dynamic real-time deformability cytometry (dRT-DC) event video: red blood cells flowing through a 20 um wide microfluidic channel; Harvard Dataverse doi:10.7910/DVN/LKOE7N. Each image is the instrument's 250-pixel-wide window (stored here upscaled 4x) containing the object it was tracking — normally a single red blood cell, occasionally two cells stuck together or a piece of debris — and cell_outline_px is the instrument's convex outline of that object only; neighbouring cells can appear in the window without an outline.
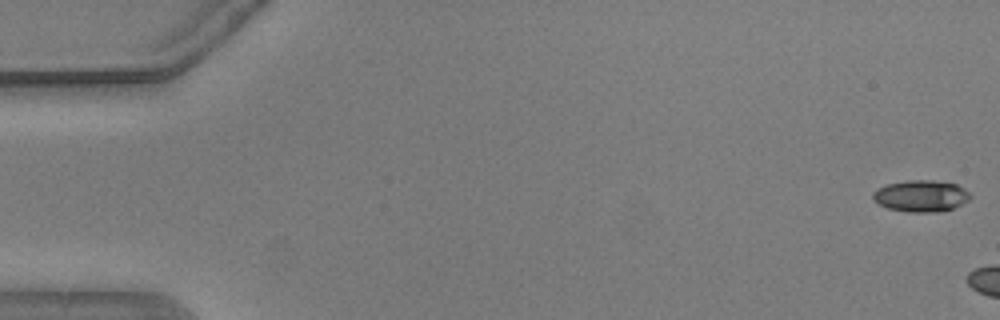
{"species": "common noctule bat (a hibernating species)", "species_latin": "Nyctalus noctula", "temperature_condition": "warm", "stored_images_in_passage": 5, "camera_frame_rate_fps": 3000, "um_per_image_px": 0.085, "animal": {"sex": "male", "body_mass_g": 20.5, "forearm_length_mm": 52.5}, "frame": {"image": 1, "passage_image": 1, "time_ms": 0.0, "image_size_px": [1000, 320], "cell_outline_px": [[972, 196], [968, 200], [952, 208], [936, 212], [908, 212], [888, 208], [880, 204], [872, 196], [872, 192], [876, 188], [888, 184], [908, 180], [932, 180], [956, 184], [964, 188]], "centroid_in_image_um": [78.28, 16.65], "position_along_channel_um": 6.7, "area_um2": 17.74}}